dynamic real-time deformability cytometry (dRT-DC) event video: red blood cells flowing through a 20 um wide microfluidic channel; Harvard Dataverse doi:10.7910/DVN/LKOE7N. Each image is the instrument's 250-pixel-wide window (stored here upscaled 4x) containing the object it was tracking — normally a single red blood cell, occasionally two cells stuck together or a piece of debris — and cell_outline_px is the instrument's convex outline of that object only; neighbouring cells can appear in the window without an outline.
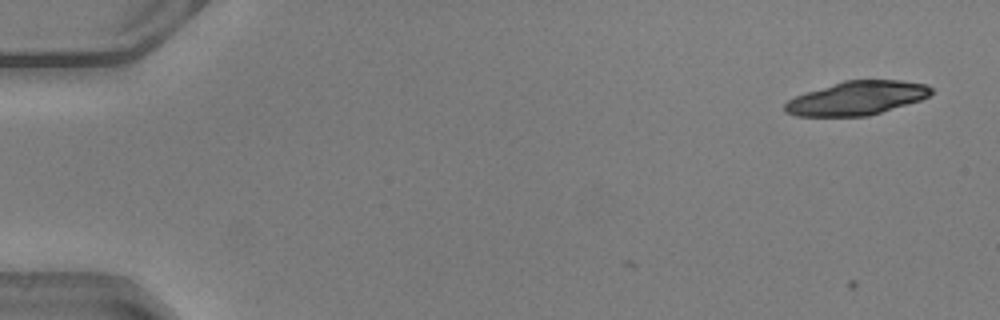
{"species": "common noctule bat (a hibernating species)", "species_latin": "Nyctalus noctula", "temperature_condition": "warm", "stored_images_in_passage": 27, "camera_frame_rate_fps": 3000, "um_per_image_px": 0.085, "animal": {"sex": "male", "body_mass_g": 20.5, "forearm_length_mm": 52.5}, "frame": {"image": 1, "passage_image": 4, "time_ms": 1.0, "image_size_px": [1000, 320], "cell_outline_px": [[932, 92], [928, 96], [920, 100], [868, 116], [796, 116], [784, 112], [784, 104], [788, 100], [796, 96], [844, 80], [900, 80], [928, 84], [932, 88]], "centroid_in_image_um": [72.84, 8.34], "position_along_channel_um": 12.2, "area_um2": 28.61}}